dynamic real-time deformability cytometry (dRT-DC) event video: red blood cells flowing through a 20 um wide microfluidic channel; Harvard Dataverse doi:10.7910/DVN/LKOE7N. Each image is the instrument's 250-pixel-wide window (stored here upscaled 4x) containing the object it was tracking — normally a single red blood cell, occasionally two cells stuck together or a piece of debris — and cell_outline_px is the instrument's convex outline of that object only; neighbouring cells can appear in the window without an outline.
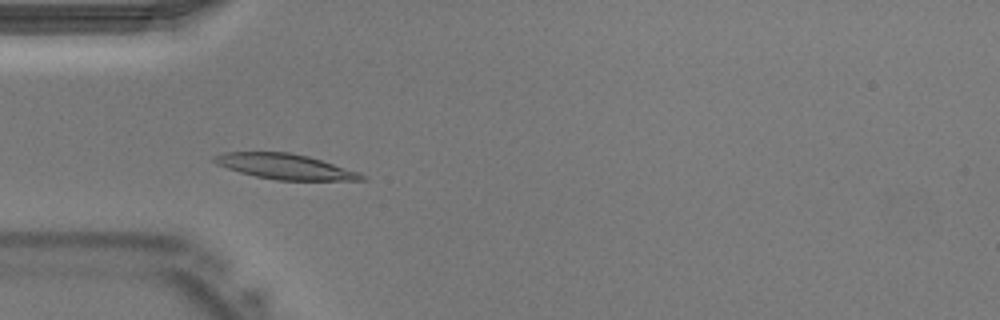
{"species": "Egyptian fruit bat (a non-hibernating species)", "species_latin": "Rousettus aegyptiacus", "temperature_condition": "warm", "stored_images_in_passage": 33, "camera_frame_rate_fps": 3000, "um_per_image_px": 0.085, "animal": {"sex": "male"}, "frame": {"image": 1, "passage_image": 4, "time_ms": 1.0, "image_size_px": [1000, 320], "cell_outline_px": [[368, 180], [276, 180], [256, 176], [240, 172], [216, 164], [212, 160], [212, 156], [224, 152], [288, 152], [308, 156], [360, 172], [368, 176]], "centroid_in_image_um": [24.26, 14.16], "position_along_channel_um": 60.7, "area_um2": 21.73}}
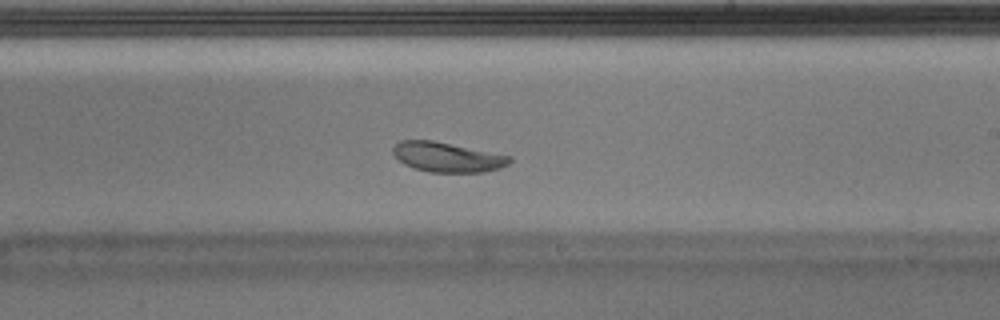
{"frame": {"image": 2, "passage_image": 16, "time_ms": 5.0, "image_size_px": [1000, 320], "cell_outline_px": [[512, 160], [508, 164], [500, 168], [484, 172], [428, 172], [412, 168], [404, 164], [392, 152], [392, 148], [400, 140], [432, 140], [512, 156]], "centroid_in_image_um": [38.02, 13.36], "position_along_channel_um": 251.0, "area_um2": 20.23}}
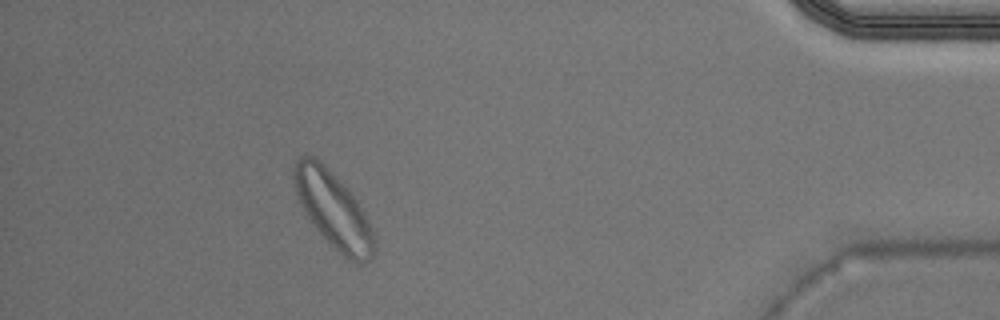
{"frame": {"image": 3, "passage_image": 29, "time_ms": 9.333, "image_size_px": [1000, 320], "cell_outline_px": [[376, 248], [372, 256], [364, 264], [356, 264], [348, 260], [316, 228], [308, 216], [296, 192], [292, 180], [292, 168], [296, 160], [300, 156], [316, 156], [348, 188], [356, 200], [368, 220], [376, 240]], "centroid_in_image_um": [28.34, 17.81], "position_along_channel_um": 406.9, "area_um2": 35.2}}